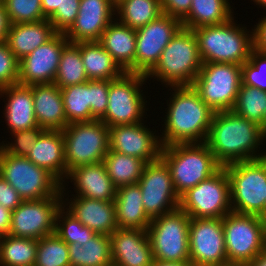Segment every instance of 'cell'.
<instances>
[{
    "label": "cell",
    "mask_w": 266,
    "mask_h": 266,
    "mask_svg": "<svg viewBox=\"0 0 266 266\" xmlns=\"http://www.w3.org/2000/svg\"><path fill=\"white\" fill-rule=\"evenodd\" d=\"M0 98H3L5 102L2 114L5 117L9 133L38 126L35 118L33 94L29 86L15 84L3 87L0 89Z\"/></svg>",
    "instance_id": "24"
},
{
    "label": "cell",
    "mask_w": 266,
    "mask_h": 266,
    "mask_svg": "<svg viewBox=\"0 0 266 266\" xmlns=\"http://www.w3.org/2000/svg\"><path fill=\"white\" fill-rule=\"evenodd\" d=\"M33 94L35 118L44 130L62 131L67 125L61 89L55 84L29 86Z\"/></svg>",
    "instance_id": "26"
},
{
    "label": "cell",
    "mask_w": 266,
    "mask_h": 266,
    "mask_svg": "<svg viewBox=\"0 0 266 266\" xmlns=\"http://www.w3.org/2000/svg\"><path fill=\"white\" fill-rule=\"evenodd\" d=\"M230 0H192L188 15L181 21L186 29L226 23L234 16Z\"/></svg>",
    "instance_id": "31"
},
{
    "label": "cell",
    "mask_w": 266,
    "mask_h": 266,
    "mask_svg": "<svg viewBox=\"0 0 266 266\" xmlns=\"http://www.w3.org/2000/svg\"><path fill=\"white\" fill-rule=\"evenodd\" d=\"M254 2L253 4H256L259 7L257 8H263V10H266V0H251V2Z\"/></svg>",
    "instance_id": "55"
},
{
    "label": "cell",
    "mask_w": 266,
    "mask_h": 266,
    "mask_svg": "<svg viewBox=\"0 0 266 266\" xmlns=\"http://www.w3.org/2000/svg\"><path fill=\"white\" fill-rule=\"evenodd\" d=\"M161 158L170 168L173 185L179 197L222 167L206 142L164 146L161 149Z\"/></svg>",
    "instance_id": "5"
},
{
    "label": "cell",
    "mask_w": 266,
    "mask_h": 266,
    "mask_svg": "<svg viewBox=\"0 0 266 266\" xmlns=\"http://www.w3.org/2000/svg\"><path fill=\"white\" fill-rule=\"evenodd\" d=\"M12 211L0 205V237L9 235Z\"/></svg>",
    "instance_id": "50"
},
{
    "label": "cell",
    "mask_w": 266,
    "mask_h": 266,
    "mask_svg": "<svg viewBox=\"0 0 266 266\" xmlns=\"http://www.w3.org/2000/svg\"><path fill=\"white\" fill-rule=\"evenodd\" d=\"M230 180L232 211L266 215V157L224 166Z\"/></svg>",
    "instance_id": "6"
},
{
    "label": "cell",
    "mask_w": 266,
    "mask_h": 266,
    "mask_svg": "<svg viewBox=\"0 0 266 266\" xmlns=\"http://www.w3.org/2000/svg\"><path fill=\"white\" fill-rule=\"evenodd\" d=\"M263 130L266 132V111L263 119Z\"/></svg>",
    "instance_id": "57"
},
{
    "label": "cell",
    "mask_w": 266,
    "mask_h": 266,
    "mask_svg": "<svg viewBox=\"0 0 266 266\" xmlns=\"http://www.w3.org/2000/svg\"><path fill=\"white\" fill-rule=\"evenodd\" d=\"M67 188L68 184L63 183L61 188L62 205L84 226H87L95 233L108 236L118 229L114 201H101L81 196H73L69 199L70 196Z\"/></svg>",
    "instance_id": "20"
},
{
    "label": "cell",
    "mask_w": 266,
    "mask_h": 266,
    "mask_svg": "<svg viewBox=\"0 0 266 266\" xmlns=\"http://www.w3.org/2000/svg\"><path fill=\"white\" fill-rule=\"evenodd\" d=\"M67 123L91 121L90 80L61 89Z\"/></svg>",
    "instance_id": "36"
},
{
    "label": "cell",
    "mask_w": 266,
    "mask_h": 266,
    "mask_svg": "<svg viewBox=\"0 0 266 266\" xmlns=\"http://www.w3.org/2000/svg\"><path fill=\"white\" fill-rule=\"evenodd\" d=\"M228 262L248 265L266 250L264 217L231 211L222 218Z\"/></svg>",
    "instance_id": "8"
},
{
    "label": "cell",
    "mask_w": 266,
    "mask_h": 266,
    "mask_svg": "<svg viewBox=\"0 0 266 266\" xmlns=\"http://www.w3.org/2000/svg\"><path fill=\"white\" fill-rule=\"evenodd\" d=\"M202 67L198 41L193 30L181 28L162 51L147 80L169 86H192Z\"/></svg>",
    "instance_id": "4"
},
{
    "label": "cell",
    "mask_w": 266,
    "mask_h": 266,
    "mask_svg": "<svg viewBox=\"0 0 266 266\" xmlns=\"http://www.w3.org/2000/svg\"><path fill=\"white\" fill-rule=\"evenodd\" d=\"M266 141V132L256 123L233 111L215 112L206 143L222 166L266 157L259 152Z\"/></svg>",
    "instance_id": "1"
},
{
    "label": "cell",
    "mask_w": 266,
    "mask_h": 266,
    "mask_svg": "<svg viewBox=\"0 0 266 266\" xmlns=\"http://www.w3.org/2000/svg\"><path fill=\"white\" fill-rule=\"evenodd\" d=\"M22 202L23 199L19 196L16 189L0 175V205L13 211Z\"/></svg>",
    "instance_id": "47"
},
{
    "label": "cell",
    "mask_w": 266,
    "mask_h": 266,
    "mask_svg": "<svg viewBox=\"0 0 266 266\" xmlns=\"http://www.w3.org/2000/svg\"><path fill=\"white\" fill-rule=\"evenodd\" d=\"M145 123L146 120L110 127L109 150L138 157L146 163L158 160L162 149L159 133L148 128Z\"/></svg>",
    "instance_id": "18"
},
{
    "label": "cell",
    "mask_w": 266,
    "mask_h": 266,
    "mask_svg": "<svg viewBox=\"0 0 266 266\" xmlns=\"http://www.w3.org/2000/svg\"><path fill=\"white\" fill-rule=\"evenodd\" d=\"M192 0H161L162 12L182 21L189 13Z\"/></svg>",
    "instance_id": "48"
},
{
    "label": "cell",
    "mask_w": 266,
    "mask_h": 266,
    "mask_svg": "<svg viewBox=\"0 0 266 266\" xmlns=\"http://www.w3.org/2000/svg\"><path fill=\"white\" fill-rule=\"evenodd\" d=\"M232 111L263 128V119L266 111V91L241 84Z\"/></svg>",
    "instance_id": "38"
},
{
    "label": "cell",
    "mask_w": 266,
    "mask_h": 266,
    "mask_svg": "<svg viewBox=\"0 0 266 266\" xmlns=\"http://www.w3.org/2000/svg\"><path fill=\"white\" fill-rule=\"evenodd\" d=\"M55 233L68 245L78 243L81 246L96 234L70 214L63 205L56 215Z\"/></svg>",
    "instance_id": "40"
},
{
    "label": "cell",
    "mask_w": 266,
    "mask_h": 266,
    "mask_svg": "<svg viewBox=\"0 0 266 266\" xmlns=\"http://www.w3.org/2000/svg\"><path fill=\"white\" fill-rule=\"evenodd\" d=\"M138 184L141 188L144 211L152 220L179 207L169 166L160 157L145 164Z\"/></svg>",
    "instance_id": "14"
},
{
    "label": "cell",
    "mask_w": 266,
    "mask_h": 266,
    "mask_svg": "<svg viewBox=\"0 0 266 266\" xmlns=\"http://www.w3.org/2000/svg\"><path fill=\"white\" fill-rule=\"evenodd\" d=\"M115 9L113 0H81L78 15L64 35L71 43L99 41L115 19Z\"/></svg>",
    "instance_id": "21"
},
{
    "label": "cell",
    "mask_w": 266,
    "mask_h": 266,
    "mask_svg": "<svg viewBox=\"0 0 266 266\" xmlns=\"http://www.w3.org/2000/svg\"><path fill=\"white\" fill-rule=\"evenodd\" d=\"M87 81L89 78L82 62L80 47L69 42L62 50L54 83L62 89Z\"/></svg>",
    "instance_id": "37"
},
{
    "label": "cell",
    "mask_w": 266,
    "mask_h": 266,
    "mask_svg": "<svg viewBox=\"0 0 266 266\" xmlns=\"http://www.w3.org/2000/svg\"><path fill=\"white\" fill-rule=\"evenodd\" d=\"M253 41L255 50L266 53V16L259 18L258 23L254 24Z\"/></svg>",
    "instance_id": "49"
},
{
    "label": "cell",
    "mask_w": 266,
    "mask_h": 266,
    "mask_svg": "<svg viewBox=\"0 0 266 266\" xmlns=\"http://www.w3.org/2000/svg\"><path fill=\"white\" fill-rule=\"evenodd\" d=\"M0 175L23 200L62 196V184L46 169L23 156L6 153L0 147Z\"/></svg>",
    "instance_id": "10"
},
{
    "label": "cell",
    "mask_w": 266,
    "mask_h": 266,
    "mask_svg": "<svg viewBox=\"0 0 266 266\" xmlns=\"http://www.w3.org/2000/svg\"><path fill=\"white\" fill-rule=\"evenodd\" d=\"M121 0H113L114 4L116 5Z\"/></svg>",
    "instance_id": "58"
},
{
    "label": "cell",
    "mask_w": 266,
    "mask_h": 266,
    "mask_svg": "<svg viewBox=\"0 0 266 266\" xmlns=\"http://www.w3.org/2000/svg\"><path fill=\"white\" fill-rule=\"evenodd\" d=\"M82 62L89 80H114L125 71L98 41L78 42Z\"/></svg>",
    "instance_id": "30"
},
{
    "label": "cell",
    "mask_w": 266,
    "mask_h": 266,
    "mask_svg": "<svg viewBox=\"0 0 266 266\" xmlns=\"http://www.w3.org/2000/svg\"><path fill=\"white\" fill-rule=\"evenodd\" d=\"M202 63L242 65L254 49L253 28L237 24L234 17L219 25L193 29Z\"/></svg>",
    "instance_id": "3"
},
{
    "label": "cell",
    "mask_w": 266,
    "mask_h": 266,
    "mask_svg": "<svg viewBox=\"0 0 266 266\" xmlns=\"http://www.w3.org/2000/svg\"><path fill=\"white\" fill-rule=\"evenodd\" d=\"M81 0H61L60 6L48 18L57 33H65L74 23Z\"/></svg>",
    "instance_id": "45"
},
{
    "label": "cell",
    "mask_w": 266,
    "mask_h": 266,
    "mask_svg": "<svg viewBox=\"0 0 266 266\" xmlns=\"http://www.w3.org/2000/svg\"><path fill=\"white\" fill-rule=\"evenodd\" d=\"M67 175L79 166L103 162L109 150V127L101 120L68 124L63 130Z\"/></svg>",
    "instance_id": "11"
},
{
    "label": "cell",
    "mask_w": 266,
    "mask_h": 266,
    "mask_svg": "<svg viewBox=\"0 0 266 266\" xmlns=\"http://www.w3.org/2000/svg\"><path fill=\"white\" fill-rule=\"evenodd\" d=\"M112 266H152L147 230L120 229L110 235Z\"/></svg>",
    "instance_id": "22"
},
{
    "label": "cell",
    "mask_w": 266,
    "mask_h": 266,
    "mask_svg": "<svg viewBox=\"0 0 266 266\" xmlns=\"http://www.w3.org/2000/svg\"><path fill=\"white\" fill-rule=\"evenodd\" d=\"M61 0H41L44 16L48 19L60 6Z\"/></svg>",
    "instance_id": "52"
},
{
    "label": "cell",
    "mask_w": 266,
    "mask_h": 266,
    "mask_svg": "<svg viewBox=\"0 0 266 266\" xmlns=\"http://www.w3.org/2000/svg\"><path fill=\"white\" fill-rule=\"evenodd\" d=\"M108 93V80H90L91 121L100 120L105 115Z\"/></svg>",
    "instance_id": "46"
},
{
    "label": "cell",
    "mask_w": 266,
    "mask_h": 266,
    "mask_svg": "<svg viewBox=\"0 0 266 266\" xmlns=\"http://www.w3.org/2000/svg\"><path fill=\"white\" fill-rule=\"evenodd\" d=\"M62 207V196L23 200L12 211L9 235L41 239L55 233L56 215Z\"/></svg>",
    "instance_id": "15"
},
{
    "label": "cell",
    "mask_w": 266,
    "mask_h": 266,
    "mask_svg": "<svg viewBox=\"0 0 266 266\" xmlns=\"http://www.w3.org/2000/svg\"><path fill=\"white\" fill-rule=\"evenodd\" d=\"M69 246L71 266H112L110 236L96 233L81 246Z\"/></svg>",
    "instance_id": "32"
},
{
    "label": "cell",
    "mask_w": 266,
    "mask_h": 266,
    "mask_svg": "<svg viewBox=\"0 0 266 266\" xmlns=\"http://www.w3.org/2000/svg\"><path fill=\"white\" fill-rule=\"evenodd\" d=\"M152 266H194L190 261L186 262H162L155 260L152 263Z\"/></svg>",
    "instance_id": "53"
},
{
    "label": "cell",
    "mask_w": 266,
    "mask_h": 266,
    "mask_svg": "<svg viewBox=\"0 0 266 266\" xmlns=\"http://www.w3.org/2000/svg\"><path fill=\"white\" fill-rule=\"evenodd\" d=\"M210 266H246L244 264H241V263H235V262H225V263H222V264H216V265H210Z\"/></svg>",
    "instance_id": "56"
},
{
    "label": "cell",
    "mask_w": 266,
    "mask_h": 266,
    "mask_svg": "<svg viewBox=\"0 0 266 266\" xmlns=\"http://www.w3.org/2000/svg\"><path fill=\"white\" fill-rule=\"evenodd\" d=\"M179 208L191 218H223L232 211L225 167L180 196Z\"/></svg>",
    "instance_id": "13"
},
{
    "label": "cell",
    "mask_w": 266,
    "mask_h": 266,
    "mask_svg": "<svg viewBox=\"0 0 266 266\" xmlns=\"http://www.w3.org/2000/svg\"><path fill=\"white\" fill-rule=\"evenodd\" d=\"M103 164L113 185L119 188L138 183L146 162L138 157L108 150Z\"/></svg>",
    "instance_id": "34"
},
{
    "label": "cell",
    "mask_w": 266,
    "mask_h": 266,
    "mask_svg": "<svg viewBox=\"0 0 266 266\" xmlns=\"http://www.w3.org/2000/svg\"><path fill=\"white\" fill-rule=\"evenodd\" d=\"M19 61L6 41L0 42V89L18 84Z\"/></svg>",
    "instance_id": "44"
},
{
    "label": "cell",
    "mask_w": 266,
    "mask_h": 266,
    "mask_svg": "<svg viewBox=\"0 0 266 266\" xmlns=\"http://www.w3.org/2000/svg\"><path fill=\"white\" fill-rule=\"evenodd\" d=\"M69 43L64 33H56L46 43L19 60L18 84L54 83L63 48Z\"/></svg>",
    "instance_id": "19"
},
{
    "label": "cell",
    "mask_w": 266,
    "mask_h": 266,
    "mask_svg": "<svg viewBox=\"0 0 266 266\" xmlns=\"http://www.w3.org/2000/svg\"><path fill=\"white\" fill-rule=\"evenodd\" d=\"M191 217L179 207L151 220L147 234L153 258L162 262L190 261Z\"/></svg>",
    "instance_id": "9"
},
{
    "label": "cell",
    "mask_w": 266,
    "mask_h": 266,
    "mask_svg": "<svg viewBox=\"0 0 266 266\" xmlns=\"http://www.w3.org/2000/svg\"><path fill=\"white\" fill-rule=\"evenodd\" d=\"M98 42L125 72L135 73V29L115 18L102 33Z\"/></svg>",
    "instance_id": "27"
},
{
    "label": "cell",
    "mask_w": 266,
    "mask_h": 266,
    "mask_svg": "<svg viewBox=\"0 0 266 266\" xmlns=\"http://www.w3.org/2000/svg\"><path fill=\"white\" fill-rule=\"evenodd\" d=\"M38 239L0 237V266H34Z\"/></svg>",
    "instance_id": "35"
},
{
    "label": "cell",
    "mask_w": 266,
    "mask_h": 266,
    "mask_svg": "<svg viewBox=\"0 0 266 266\" xmlns=\"http://www.w3.org/2000/svg\"><path fill=\"white\" fill-rule=\"evenodd\" d=\"M4 6L10 24L47 19L43 14L41 0H4Z\"/></svg>",
    "instance_id": "41"
},
{
    "label": "cell",
    "mask_w": 266,
    "mask_h": 266,
    "mask_svg": "<svg viewBox=\"0 0 266 266\" xmlns=\"http://www.w3.org/2000/svg\"><path fill=\"white\" fill-rule=\"evenodd\" d=\"M115 8L116 19L135 30L163 14L161 0H121Z\"/></svg>",
    "instance_id": "33"
},
{
    "label": "cell",
    "mask_w": 266,
    "mask_h": 266,
    "mask_svg": "<svg viewBox=\"0 0 266 266\" xmlns=\"http://www.w3.org/2000/svg\"><path fill=\"white\" fill-rule=\"evenodd\" d=\"M66 182H73L72 185L75 186V195L71 194V197L81 196L108 202L115 200L117 188L113 185L103 162L72 169L64 183Z\"/></svg>",
    "instance_id": "23"
},
{
    "label": "cell",
    "mask_w": 266,
    "mask_h": 266,
    "mask_svg": "<svg viewBox=\"0 0 266 266\" xmlns=\"http://www.w3.org/2000/svg\"><path fill=\"white\" fill-rule=\"evenodd\" d=\"M242 84L241 65L202 63L192 87L214 111H232Z\"/></svg>",
    "instance_id": "12"
},
{
    "label": "cell",
    "mask_w": 266,
    "mask_h": 266,
    "mask_svg": "<svg viewBox=\"0 0 266 266\" xmlns=\"http://www.w3.org/2000/svg\"><path fill=\"white\" fill-rule=\"evenodd\" d=\"M189 251L194 266L227 262L222 218H191Z\"/></svg>",
    "instance_id": "17"
},
{
    "label": "cell",
    "mask_w": 266,
    "mask_h": 266,
    "mask_svg": "<svg viewBox=\"0 0 266 266\" xmlns=\"http://www.w3.org/2000/svg\"><path fill=\"white\" fill-rule=\"evenodd\" d=\"M56 33L48 19L10 24L6 42L19 61L50 40Z\"/></svg>",
    "instance_id": "28"
},
{
    "label": "cell",
    "mask_w": 266,
    "mask_h": 266,
    "mask_svg": "<svg viewBox=\"0 0 266 266\" xmlns=\"http://www.w3.org/2000/svg\"><path fill=\"white\" fill-rule=\"evenodd\" d=\"M146 82L145 75L129 72L110 80L107 109L100 120L110 128L116 125L139 123L147 119L146 111H150L146 108L149 104L144 93L147 92L142 90Z\"/></svg>",
    "instance_id": "7"
},
{
    "label": "cell",
    "mask_w": 266,
    "mask_h": 266,
    "mask_svg": "<svg viewBox=\"0 0 266 266\" xmlns=\"http://www.w3.org/2000/svg\"><path fill=\"white\" fill-rule=\"evenodd\" d=\"M181 28L180 20L163 13L146 26L136 29L135 73L146 76Z\"/></svg>",
    "instance_id": "16"
},
{
    "label": "cell",
    "mask_w": 266,
    "mask_h": 266,
    "mask_svg": "<svg viewBox=\"0 0 266 266\" xmlns=\"http://www.w3.org/2000/svg\"><path fill=\"white\" fill-rule=\"evenodd\" d=\"M34 266H71L68 244L56 233L39 239Z\"/></svg>",
    "instance_id": "39"
},
{
    "label": "cell",
    "mask_w": 266,
    "mask_h": 266,
    "mask_svg": "<svg viewBox=\"0 0 266 266\" xmlns=\"http://www.w3.org/2000/svg\"><path fill=\"white\" fill-rule=\"evenodd\" d=\"M247 266H266V250L261 252L253 261Z\"/></svg>",
    "instance_id": "54"
},
{
    "label": "cell",
    "mask_w": 266,
    "mask_h": 266,
    "mask_svg": "<svg viewBox=\"0 0 266 266\" xmlns=\"http://www.w3.org/2000/svg\"><path fill=\"white\" fill-rule=\"evenodd\" d=\"M10 22L6 13L4 2H0V42L6 41Z\"/></svg>",
    "instance_id": "51"
},
{
    "label": "cell",
    "mask_w": 266,
    "mask_h": 266,
    "mask_svg": "<svg viewBox=\"0 0 266 266\" xmlns=\"http://www.w3.org/2000/svg\"><path fill=\"white\" fill-rule=\"evenodd\" d=\"M114 203L118 228L147 230L151 219L144 211L138 183L117 188Z\"/></svg>",
    "instance_id": "29"
},
{
    "label": "cell",
    "mask_w": 266,
    "mask_h": 266,
    "mask_svg": "<svg viewBox=\"0 0 266 266\" xmlns=\"http://www.w3.org/2000/svg\"><path fill=\"white\" fill-rule=\"evenodd\" d=\"M241 69L242 84L266 91V53L253 49Z\"/></svg>",
    "instance_id": "42"
},
{
    "label": "cell",
    "mask_w": 266,
    "mask_h": 266,
    "mask_svg": "<svg viewBox=\"0 0 266 266\" xmlns=\"http://www.w3.org/2000/svg\"><path fill=\"white\" fill-rule=\"evenodd\" d=\"M43 131L44 129L36 126L27 130L12 132L10 133L13 138H10L11 142L4 140L0 143V147L11 155L26 157Z\"/></svg>",
    "instance_id": "43"
},
{
    "label": "cell",
    "mask_w": 266,
    "mask_h": 266,
    "mask_svg": "<svg viewBox=\"0 0 266 266\" xmlns=\"http://www.w3.org/2000/svg\"><path fill=\"white\" fill-rule=\"evenodd\" d=\"M26 158L36 166L46 169L61 184L64 183L67 177V166L62 131L44 130Z\"/></svg>",
    "instance_id": "25"
},
{
    "label": "cell",
    "mask_w": 266,
    "mask_h": 266,
    "mask_svg": "<svg viewBox=\"0 0 266 266\" xmlns=\"http://www.w3.org/2000/svg\"><path fill=\"white\" fill-rule=\"evenodd\" d=\"M168 91L172 95L166 100L167 112L162 118V147L206 142L215 112L192 86H169Z\"/></svg>",
    "instance_id": "2"
}]
</instances>
